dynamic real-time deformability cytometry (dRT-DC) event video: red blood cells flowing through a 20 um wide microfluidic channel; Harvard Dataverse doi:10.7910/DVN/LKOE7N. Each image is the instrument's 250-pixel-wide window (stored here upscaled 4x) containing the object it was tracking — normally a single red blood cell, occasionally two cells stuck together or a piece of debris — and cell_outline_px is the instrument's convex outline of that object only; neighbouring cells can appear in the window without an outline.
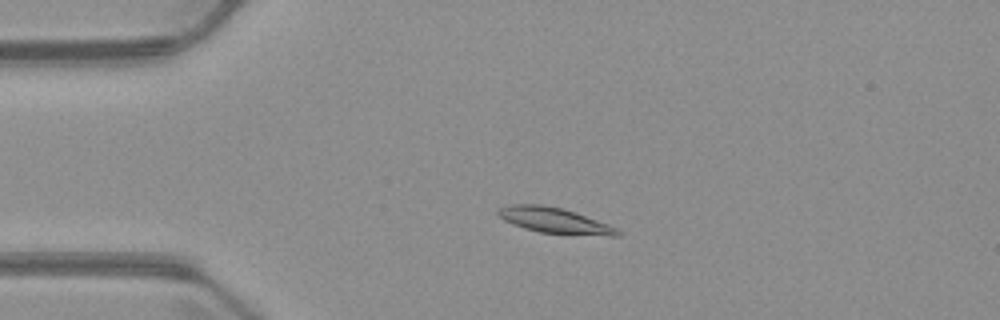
{"species": "common noctule bat (a hibernating species)", "species_latin": "Nyctalus noctula", "temperature_condition": "warm", "stored_images_in_passage": 4, "camera_frame_rate_fps": 3000, "um_per_image_px": 0.085, "animal": {"sex": "male", "body_mass_g": 23.1, "forearm_length_mm": 52.7}, "frame": {"image": 1, "passage_image": 3, "time_ms": 3.0, "image_size_px": [1000, 320], "cell_outline_px": [[620, 236], [608, 236], [540, 232], [524, 228], [512, 224], [504, 220], [496, 212], [496, 208], [512, 204], [540, 204], [560, 208], [576, 212], [608, 224], [616, 228], [620, 232]], "centroid_in_image_um": [47.11, 18.73], "position_along_channel_um": 37.9, "area_um2": 17.69}}